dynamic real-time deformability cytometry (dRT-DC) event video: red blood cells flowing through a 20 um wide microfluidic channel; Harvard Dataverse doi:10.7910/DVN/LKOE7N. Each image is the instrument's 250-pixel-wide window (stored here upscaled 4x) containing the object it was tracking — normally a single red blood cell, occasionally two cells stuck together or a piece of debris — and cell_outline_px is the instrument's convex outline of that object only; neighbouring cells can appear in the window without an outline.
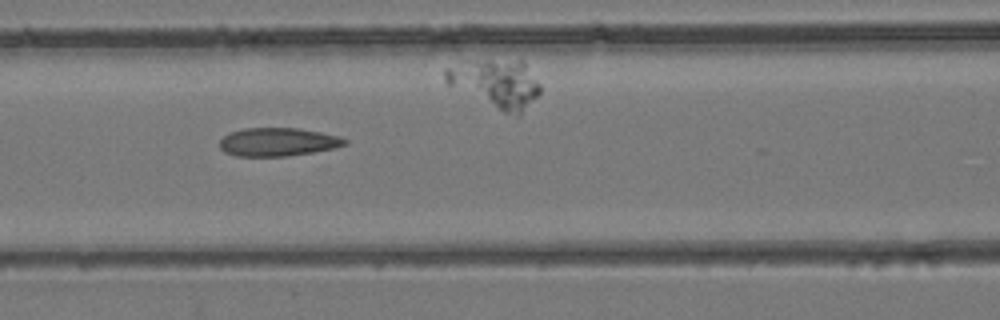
{"species": "common noctule bat (a hibernating species)", "species_latin": "Nyctalus noctula", "temperature_condition": "room temperature", "stored_images_in_passage": 27, "camera_frame_rate_fps": 3000, "um_per_image_px": 0.085, "animal": {"sex": "female", "body_mass_g": 24.6, "forearm_length_mm": 56.2}, "frame": {"image": 1, "passage_image": 6, "time_ms": 1.667, "image_size_px": [1000, 320], "cell_outline_px": [[348, 144], [332, 148], [312, 152], [288, 156], [236, 156], [224, 152], [220, 148], [220, 140], [228, 132], [244, 128], [296, 128], [320, 132], [340, 136], [348, 140]], "centroid_in_image_um": [23.6, 12.06], "position_along_channel_um": 143.0, "area_um2": 20.69}}
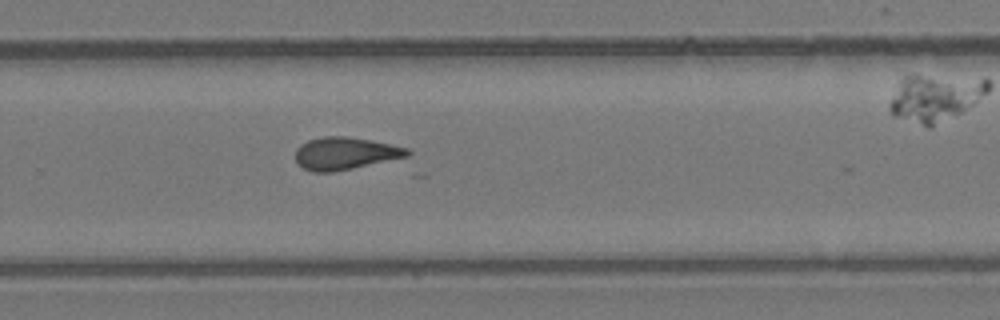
{"frame": {"image": 2, "passage_image": 16, "time_ms": 5.0, "image_size_px": [1000, 320], "cell_outline_px": [[412, 152], [408, 156], [352, 168], [332, 172], [312, 172], [304, 168], [296, 160], [296, 148], [300, 144], [308, 140], [324, 136], [344, 136], [368, 140], [408, 148]], "centroid_in_image_um": [29.31, 13.04], "position_along_channel_um": 300.5, "area_um2": 20.81}}
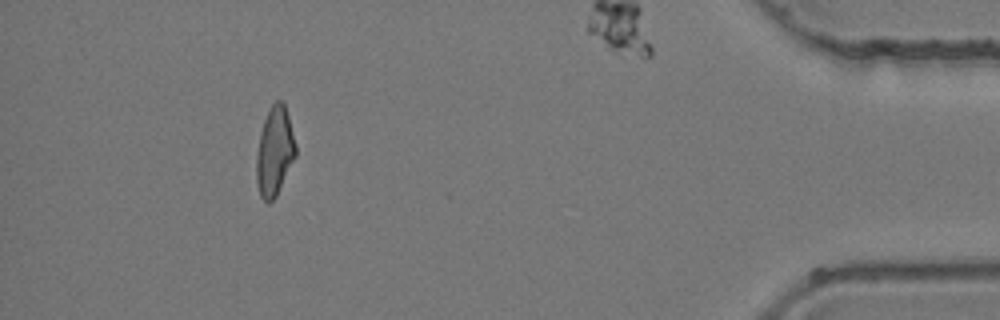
{"frame": {"image": 3, "passage_image": 27, "time_ms": 8.667, "image_size_px": [1000, 320], "cell_outline_px": [[296, 156], [276, 196], [268, 204], [260, 196], [256, 184], [256, 152], [260, 132], [268, 108], [276, 100], [280, 100], [284, 104], [288, 116], [296, 144]], "centroid_in_image_um": [23.32, 12.88], "position_along_channel_um": 411.9, "area_um2": 20.46}}